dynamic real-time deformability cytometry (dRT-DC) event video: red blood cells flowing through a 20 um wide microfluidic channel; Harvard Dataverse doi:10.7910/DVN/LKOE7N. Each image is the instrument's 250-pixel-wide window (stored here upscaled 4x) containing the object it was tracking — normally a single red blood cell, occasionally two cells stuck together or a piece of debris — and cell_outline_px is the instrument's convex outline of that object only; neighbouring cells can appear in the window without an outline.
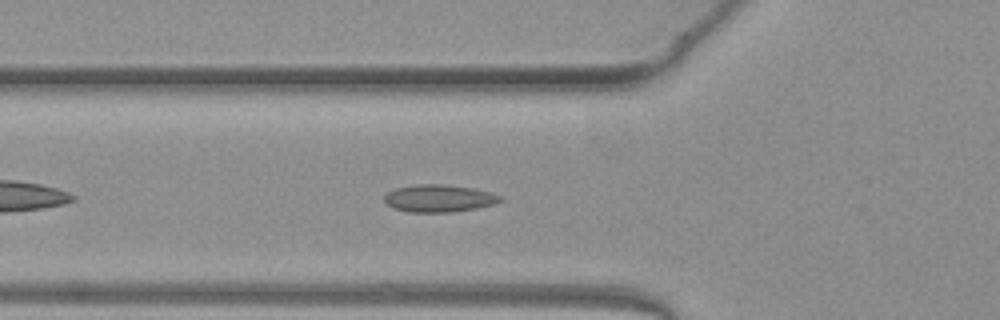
{"species": "common noctule bat (a hibernating species)", "species_latin": "Nyctalus noctula", "temperature_condition": "warm", "stored_images_in_passage": 40, "camera_frame_rate_fps": 3000, "um_per_image_px": 0.085, "animal": {"sex": "female", "body_mass_g": 19.3, "forearm_length_mm": 54.1}, "frame": {"image": 1, "passage_image": 7, "time_ms": 2.0, "image_size_px": [1000, 320], "cell_outline_px": [[504, 200], [496, 204], [476, 208], [452, 212], [408, 212], [392, 208], [384, 204], [384, 196], [388, 192], [396, 188], [416, 184], [444, 184], [472, 188], [488, 192], [500, 196]], "centroid_in_image_um": [37.28, 16.86], "position_along_channel_um": 88.5, "area_um2": 18.61}}
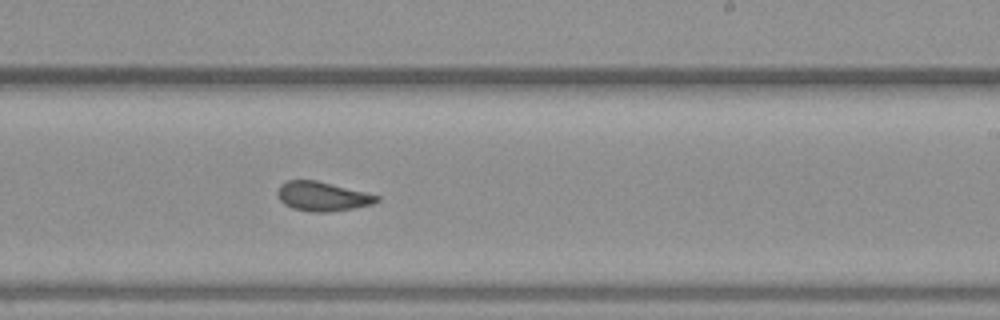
{"frame": {"image": 2, "passage_image": 20, "time_ms": 6.333, "image_size_px": [1000, 320], "cell_outline_px": [[380, 200], [372, 204], [352, 208], [328, 212], [312, 212], [292, 208], [284, 204], [280, 200], [276, 192], [280, 184], [288, 180], [316, 180], [380, 196]], "centroid_in_image_um": [27.37, 16.69], "position_along_channel_um": 261.6, "area_um2": 16.82}}
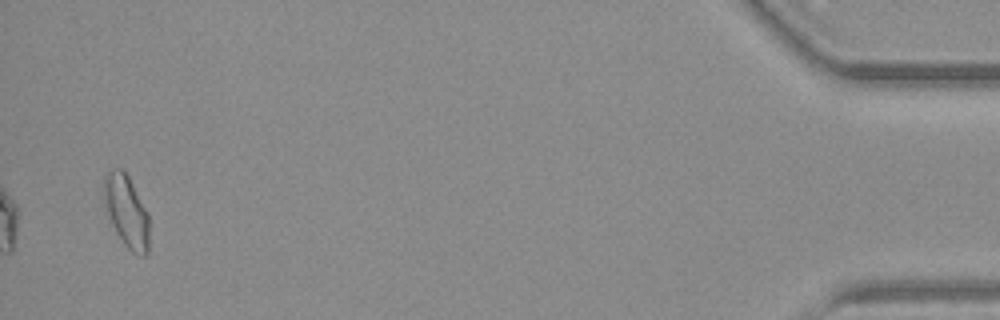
{"frame": {"image": 3, "passage_image": 39, "time_ms": 12.667, "image_size_px": [1000, 320], "cell_outline_px": [[148, 252], [144, 256], [140, 256], [132, 252], [124, 244], [116, 232], [112, 224], [108, 212], [104, 196], [104, 176], [112, 168], [124, 168], [148, 212]], "centroid_in_image_um": [10.77, 17.94], "position_along_channel_um": 424.4, "area_um2": 18.84}, "authors_computed_cell_mechanics": {"area_um2": 17.2533, "velocity_mm_per_s": 3.9842, "shape_relaxation_time_tau1_ms": 8.3059, "shape_relaxation_time_tau2_ms": 1.8931, "deformation_change_tau1": 0.1404, "deformation_change_tau2": 0.0863}}